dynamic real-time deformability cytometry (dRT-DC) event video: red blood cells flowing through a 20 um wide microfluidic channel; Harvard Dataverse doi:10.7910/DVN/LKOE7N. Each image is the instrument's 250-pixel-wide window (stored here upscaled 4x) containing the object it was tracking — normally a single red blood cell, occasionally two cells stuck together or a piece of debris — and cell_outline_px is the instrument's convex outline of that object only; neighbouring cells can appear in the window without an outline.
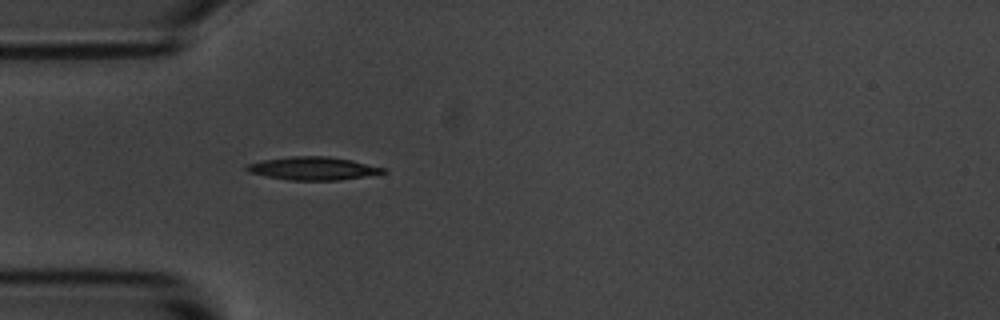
{"species": "common noctule bat (a hibernating species)", "species_latin": "Nyctalus noctula", "temperature_condition": "room temperature", "stored_images_in_passage": 4, "camera_frame_rate_fps": 3000, "um_per_image_px": 0.085, "animal": {"sex": "male", "body_mass_g": 20.1, "forearm_length_mm": 53.5}, "frame": {"image": 1, "passage_image": 4, "time_ms": 3.667, "image_size_px": [1000, 320], "cell_outline_px": [[388, 172], [340, 180], [288, 180], [248, 172], [244, 168], [248, 164], [260, 160], [288, 156], [328, 156], [352, 160], [388, 168]], "centroid_in_image_um": [26.63, 14.3], "position_along_channel_um": 58.4, "area_um2": 18.5}}